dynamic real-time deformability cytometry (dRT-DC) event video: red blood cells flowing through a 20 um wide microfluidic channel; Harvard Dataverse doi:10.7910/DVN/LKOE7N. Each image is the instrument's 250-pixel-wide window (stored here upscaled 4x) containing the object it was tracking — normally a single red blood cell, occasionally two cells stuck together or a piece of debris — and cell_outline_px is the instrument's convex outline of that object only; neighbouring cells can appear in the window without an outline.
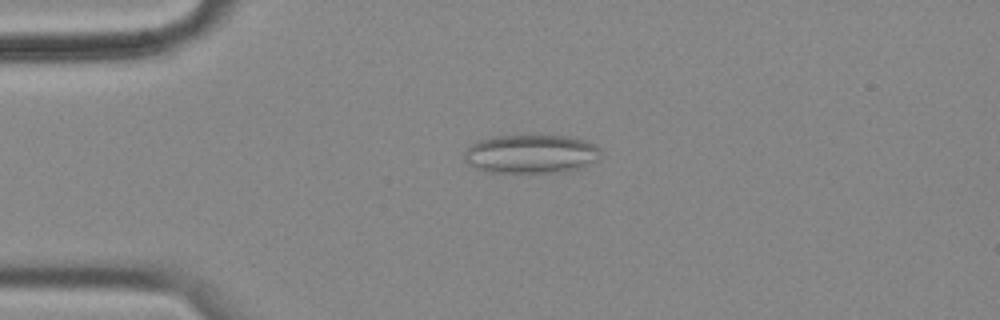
{"species": "common noctule bat (a hibernating species)", "species_latin": "Nyctalus noctula", "temperature_condition": "cold", "stored_images_in_passage": 56, "camera_frame_rate_fps": 3000, "um_per_image_px": 0.085, "animal": {"sex": "female", "body_mass_g": 18.4}, "frame": {"image": 1, "passage_image": 13, "time_ms": 4.0, "image_size_px": [1000, 320], "cell_outline_px": [[600, 160], [580, 168], [564, 172], [484, 172], [468, 164], [464, 156], [464, 152], [468, 144], [476, 140], [496, 136], [568, 136], [588, 140], [596, 144], [600, 148]], "centroid_in_image_um": [45.15, 13.08], "position_along_channel_um": 39.8, "area_um2": 31.27}}
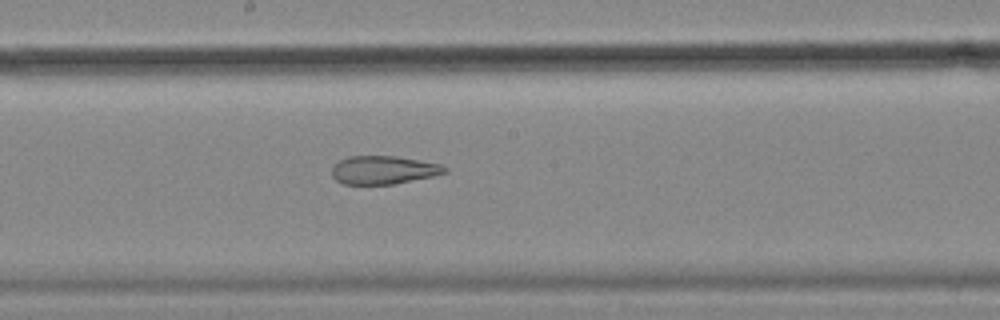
{"frame": {"image": 2, "passage_image": 30, "time_ms": 9.667, "image_size_px": [1000, 320], "cell_outline_px": [[448, 172], [432, 176], [392, 184], [344, 184], [336, 180], [332, 176], [332, 168], [340, 160], [348, 156], [396, 156], [420, 160], [440, 164], [448, 168]], "centroid_in_image_um": [32.6, 14.44], "position_along_channel_um": 215.6, "area_um2": 18.5}}
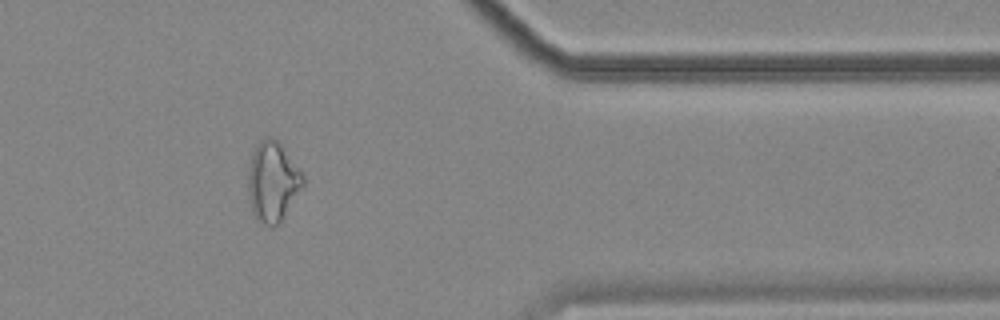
{"frame": {"image": 3, "passage_image": 46, "time_ms": 15.0, "image_size_px": [1000, 320], "cell_outline_px": [[304, 184], [284, 216], [276, 224], [264, 224], [256, 220], [252, 212], [248, 192], [248, 172], [252, 152], [256, 144], [260, 140], [268, 136], [272, 136], [284, 148], [300, 168], [304, 176]], "centroid_in_image_um": [23.16, 15.4], "position_along_channel_um": 388.2, "area_um2": 25.43}, "authors_computed_cell_mechanics": {"area_um2": 25.6632, "velocity_mm_per_s": 3.5664, "shape_relaxation_time_tau1_ms": null, "shape_relaxation_time_tau2_ms": 2.5886, "deformation_change_tau1": null, "deformation_change_tau2": 0.1204}}